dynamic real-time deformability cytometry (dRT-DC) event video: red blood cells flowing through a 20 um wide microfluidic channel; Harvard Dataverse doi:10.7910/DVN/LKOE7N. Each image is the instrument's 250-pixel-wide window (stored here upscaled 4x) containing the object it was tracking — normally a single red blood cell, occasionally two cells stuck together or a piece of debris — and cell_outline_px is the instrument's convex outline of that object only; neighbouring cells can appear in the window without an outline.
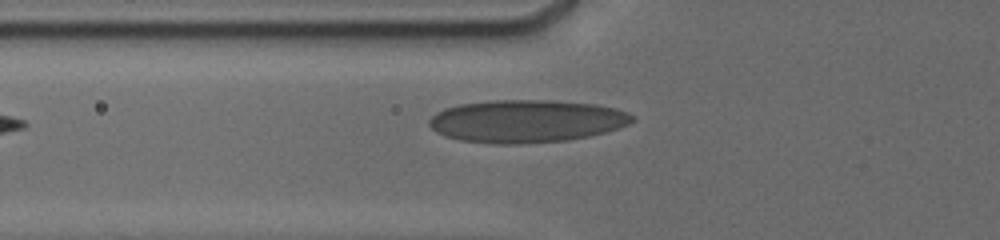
{"species": "human", "species_latin": "Homo sapiens", "temperature_condition": "cold", "stored_images_in_passage": 33, "camera_frame_rate_fps": 3000, "um_per_image_px": 0.085, "donor": {"sex": "male"}, "frame": {"image": 1, "passage_image": 4, "time_ms": 1.333, "image_size_px": [1000, 240], "cell_outline_px": [[636, 120], [628, 124], [604, 132], [588, 136], [564, 140], [508, 144], [500, 144], [460, 140], [444, 136], [436, 132], [428, 124], [428, 120], [436, 112], [444, 108], [460, 104], [488, 100], [552, 100], [596, 104], [616, 108], [628, 112]], "centroid_in_image_um": [44.71, 10.28], "position_along_channel_um": 81.1, "area_um2": 50.4}}
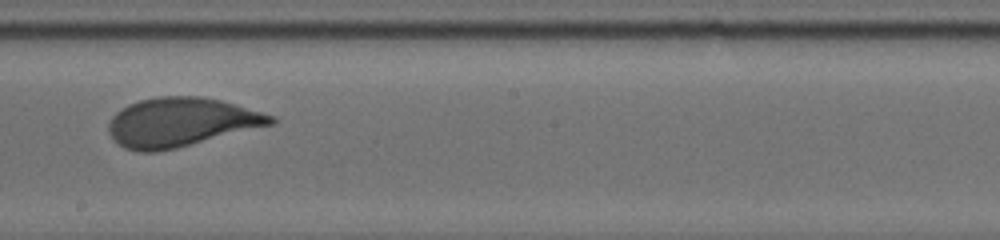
{"frame": {"image": 2, "passage_image": 16, "time_ms": 5.333, "image_size_px": [1000, 240], "cell_outline_px": [[276, 124], [176, 148], [156, 152], [140, 152], [124, 148], [108, 132], [108, 124], [112, 116], [120, 108], [128, 104], [140, 100], [156, 96], [200, 96], [220, 100], [276, 116]], "centroid_in_image_um": [15.39, 10.38], "position_along_channel_um": 232.8, "area_um2": 46.41}}
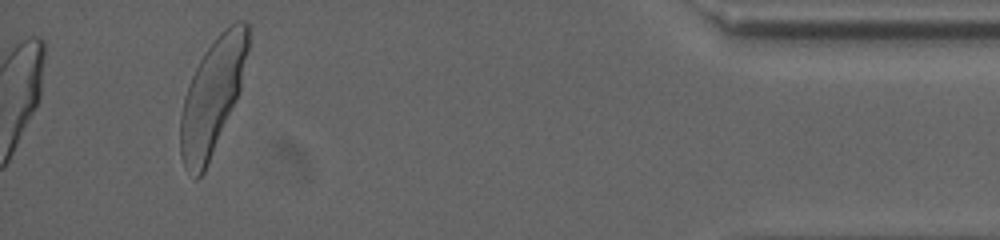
{"frame": {"image": 3, "passage_image": 33, "time_ms": 11.667, "image_size_px": [1000, 240], "cell_outline_px": [[252, 24], [248, 48], [240, 88], [236, 100], [204, 172], [196, 180], [184, 168], [180, 156], [180, 116], [188, 84], [204, 52], [216, 36], [224, 28], [236, 20], [244, 20]], "centroid_in_image_um": [18.06, 8.14], "position_along_channel_um": 417.1, "area_um2": 45.26}, "authors_computed_cell_mechanics": {"area_um2": 46.0666, "velocity_mm_per_s": 3.7773, "shape_relaxation_time_tau1_ms": 4.6778, "shape_relaxation_time_tau2_ms": null, "deformation_change_tau1": 0.1785, "deformation_change_tau2": null}}